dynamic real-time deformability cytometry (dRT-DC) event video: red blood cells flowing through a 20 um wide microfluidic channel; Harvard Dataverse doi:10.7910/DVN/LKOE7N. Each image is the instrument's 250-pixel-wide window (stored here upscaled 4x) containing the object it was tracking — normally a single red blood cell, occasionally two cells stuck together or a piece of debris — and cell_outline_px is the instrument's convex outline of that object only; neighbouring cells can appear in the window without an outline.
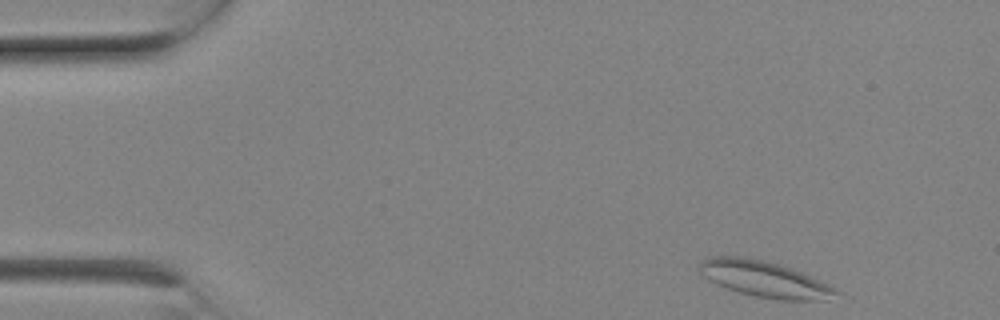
{"species": "Egyptian fruit bat (a non-hibernating species)", "species_latin": "Rousettus aegyptiacus", "temperature_condition": "room temperature", "stored_images_in_passage": 7, "camera_frame_rate_fps": 3000, "um_per_image_px": 0.085, "animal": {"sex": "female"}, "frame": {"image": 1, "passage_image": 1, "time_ms": 0.0, "image_size_px": [1000, 320], "cell_outline_px": [[832, 292], [800, 300], [792, 300], [760, 296], [744, 292], [720, 284], [716, 280], [708, 264], [708, 260], [720, 256], [756, 260], [772, 264], [796, 272], [828, 288]], "centroid_in_image_um": [64.94, 23.72], "position_along_channel_um": 20.1, "area_um2": 23.12}}
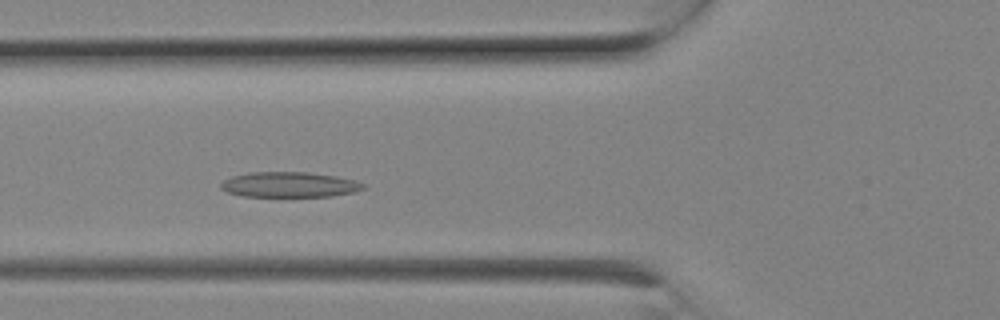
{"frame": {"image": 2, "passage_image": 6, "time_ms": 1.667, "image_size_px": [1000, 320], "cell_outline_px": [[360, 188], [348, 192], [328, 196], [248, 196], [228, 192], [224, 188], [224, 184], [228, 180], [236, 176], [256, 172], [300, 172], [332, 176], [352, 180], [360, 184]], "centroid_in_image_um": [24.56, 15.69], "position_along_channel_um": 101.2, "area_um2": 19.48}}
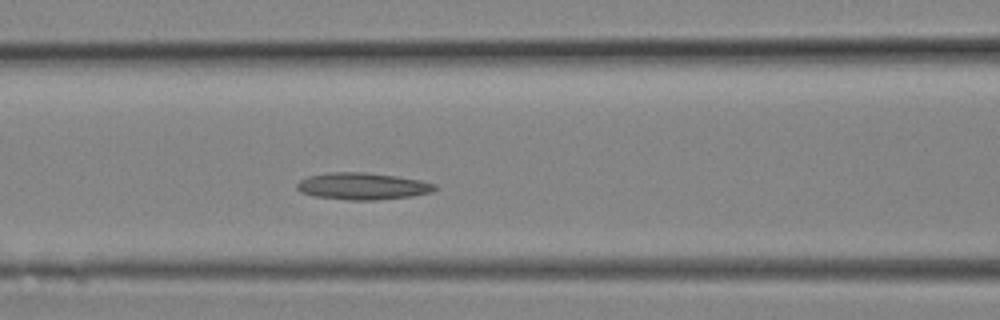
{"frame": {"image": 3, "passage_image": 7, "time_ms": 2.0, "image_size_px": [1000, 320], "cell_outline_px": [[436, 188], [428, 192], [408, 196], [360, 200], [316, 196], [304, 192], [300, 188], [300, 184], [304, 180], [312, 176], [340, 172], [352, 172], [392, 176], [416, 180], [432, 184]], "centroid_in_image_um": [30.84, 15.83], "position_along_channel_um": 135.8, "area_um2": 19.71}}